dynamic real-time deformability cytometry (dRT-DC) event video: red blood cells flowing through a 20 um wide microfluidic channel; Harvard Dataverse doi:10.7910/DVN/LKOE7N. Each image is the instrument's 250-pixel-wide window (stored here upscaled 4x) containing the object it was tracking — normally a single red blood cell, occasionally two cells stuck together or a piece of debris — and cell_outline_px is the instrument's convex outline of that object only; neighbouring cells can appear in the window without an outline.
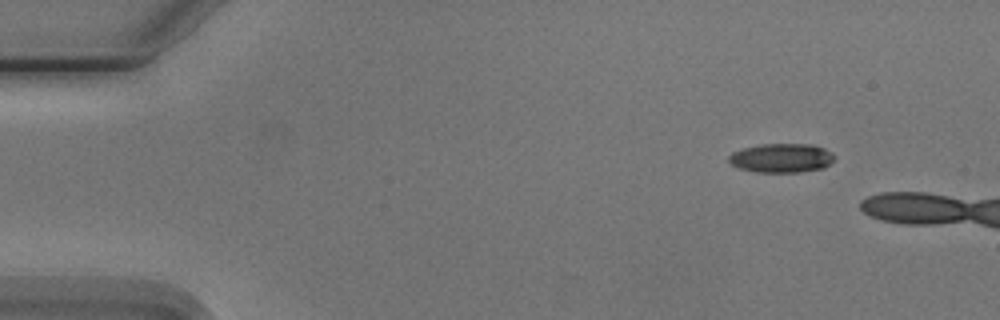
{"species": "Egyptian fruit bat (a non-hibernating species)", "species_latin": "Rousettus aegyptiacus", "temperature_condition": "cold", "stored_images_in_passage": 6, "segment_of_instrument_passage": [2, 2], "camera_frame_rate_fps": 3000, "um_per_image_px": 0.085, "animal": {"sex": "male"}, "frame": {"image": 1, "passage_image": 6, "time_ms": 7.0, "image_size_px": [1000, 320], "cell_outline_px": [[836, 156], [824, 168], [796, 172], [756, 172], [740, 168], [732, 164], [728, 160], [728, 156], [732, 152], [740, 148], [760, 144], [812, 144], [824, 148], [832, 152]], "centroid_in_image_um": [66.41, 13.42], "position_along_channel_um": 18.6, "area_um2": 17.98}}